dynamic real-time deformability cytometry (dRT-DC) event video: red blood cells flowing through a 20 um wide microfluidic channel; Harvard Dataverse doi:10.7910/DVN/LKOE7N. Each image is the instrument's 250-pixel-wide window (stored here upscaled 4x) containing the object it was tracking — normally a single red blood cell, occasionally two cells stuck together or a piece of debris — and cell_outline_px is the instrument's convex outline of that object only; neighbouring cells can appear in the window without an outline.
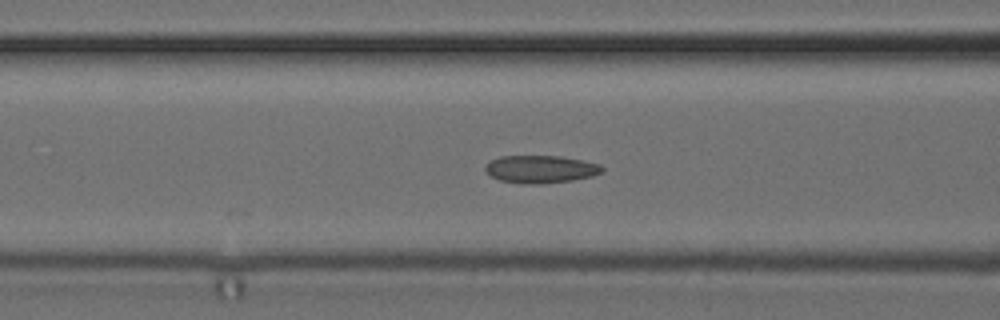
{"species": "common noctule bat (a hibernating species)", "species_latin": "Nyctalus noctula", "temperature_condition": "cold", "stored_images_in_passage": 40, "camera_frame_rate_fps": 3000, "um_per_image_px": 0.085, "animal": {"sex": "female", "body_mass_g": 24.6, "forearm_length_mm": 56.2}, "frame": {"image": 1, "passage_image": 7, "time_ms": 2.0, "image_size_px": [1000, 320], "cell_outline_px": [[604, 172], [592, 176], [572, 180], [544, 184], [524, 184], [500, 180], [492, 176], [484, 168], [492, 160], [500, 156], [560, 156], [600, 164], [604, 168]], "centroid_in_image_um": [45.99, 14.39], "position_along_channel_um": 120.6, "area_um2": 18.73}}
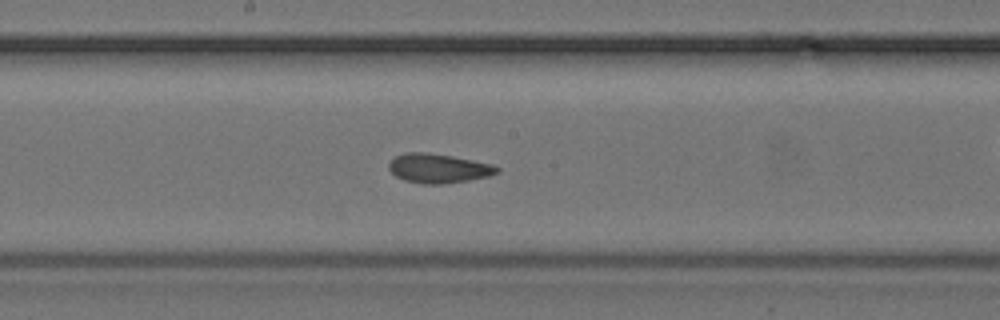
{"frame": {"image": 2, "passage_image": 14, "time_ms": 4.333, "image_size_px": [1000, 320], "cell_outline_px": [[500, 172], [488, 176], [468, 180], [440, 184], [420, 184], [404, 180], [396, 176], [388, 168], [388, 164], [396, 156], [404, 152], [424, 152], [452, 156], [492, 164], [500, 168]], "centroid_in_image_um": [37.26, 14.31], "position_along_channel_um": 210.9, "area_um2": 18.38}}
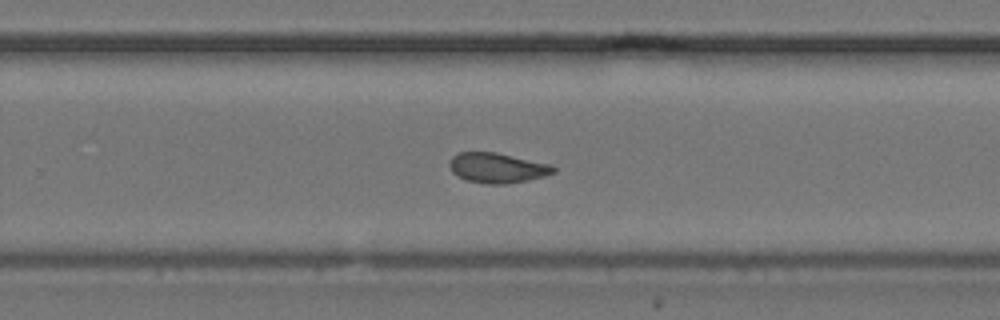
{"frame": {"image": 3, "passage_image": 20, "time_ms": 6.333, "image_size_px": [1000, 320], "cell_outline_px": [[556, 172], [544, 176], [528, 180], [508, 184], [488, 184], [468, 180], [456, 176], [452, 172], [448, 164], [452, 156], [460, 152], [496, 152], [552, 164], [556, 168]], "centroid_in_image_um": [42.28, 14.27], "position_along_channel_um": 287.5, "area_um2": 18.38}}